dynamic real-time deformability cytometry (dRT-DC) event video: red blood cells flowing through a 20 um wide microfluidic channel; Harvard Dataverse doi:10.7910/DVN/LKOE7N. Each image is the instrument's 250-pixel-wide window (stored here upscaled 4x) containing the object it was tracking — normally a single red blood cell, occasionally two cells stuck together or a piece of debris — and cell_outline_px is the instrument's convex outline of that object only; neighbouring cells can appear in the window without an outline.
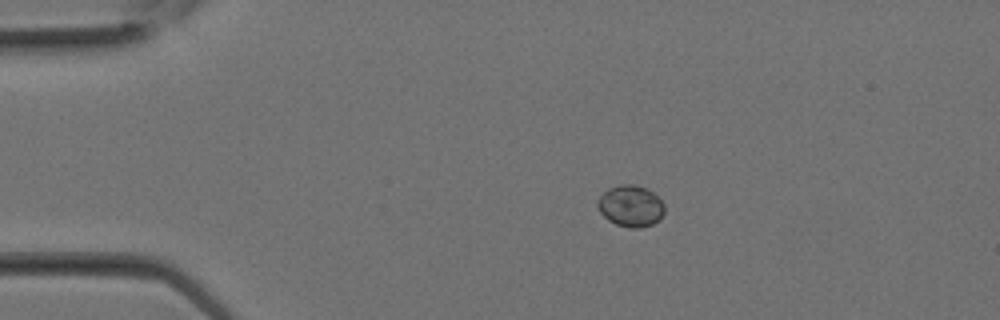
{"species": "Egyptian fruit bat (a non-hibernating species)", "species_latin": "Rousettus aegyptiacus", "temperature_condition": "room temperature", "stored_images_in_passage": 15, "camera_frame_rate_fps": 3000, "um_per_image_px": 0.085, "animal": {"sex": "female"}, "frame": {"image": 1, "passage_image": 5, "time_ms": 1.333, "image_size_px": [1000, 320], "cell_outline_px": [[664, 212], [652, 224], [640, 228], [628, 228], [616, 224], [608, 220], [600, 212], [596, 204], [596, 200], [608, 188], [620, 184], [632, 184], [648, 188], [664, 204]], "centroid_in_image_um": [53.57, 17.5], "position_along_channel_um": 31.4, "area_um2": 16.13}}
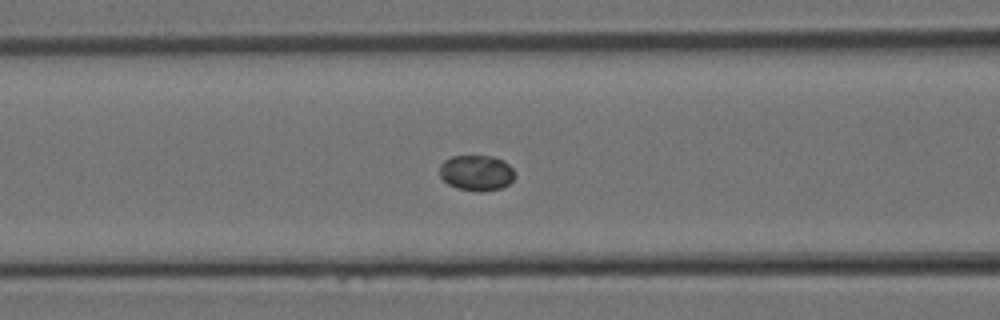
{"frame": {"image": 2, "passage_image": 11, "time_ms": 3.333, "image_size_px": [1000, 320], "cell_outline_px": [[516, 176], [508, 184], [500, 188], [480, 192], [476, 192], [456, 188], [448, 184], [440, 176], [440, 164], [444, 160], [452, 156], [492, 156], [504, 160], [512, 168]], "centroid_in_image_um": [40.5, 14.69], "position_along_channel_um": 126.1, "area_um2": 15.72}}
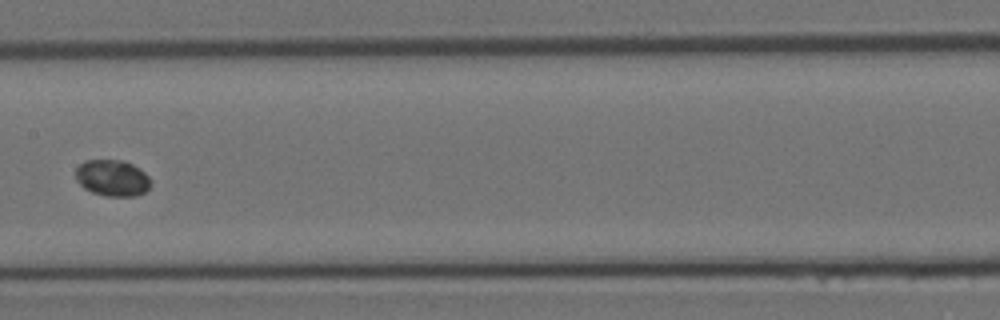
{"frame": {"image": 3, "passage_image": 14, "time_ms": 4.333, "image_size_px": [1000, 320], "cell_outline_px": [[152, 184], [144, 192], [136, 196], [104, 196], [92, 192], [84, 188], [76, 180], [76, 168], [84, 160], [124, 160], [140, 168], [152, 180]], "centroid_in_image_um": [9.56, 15.12], "position_along_channel_um": 197.8, "area_um2": 16.07}}